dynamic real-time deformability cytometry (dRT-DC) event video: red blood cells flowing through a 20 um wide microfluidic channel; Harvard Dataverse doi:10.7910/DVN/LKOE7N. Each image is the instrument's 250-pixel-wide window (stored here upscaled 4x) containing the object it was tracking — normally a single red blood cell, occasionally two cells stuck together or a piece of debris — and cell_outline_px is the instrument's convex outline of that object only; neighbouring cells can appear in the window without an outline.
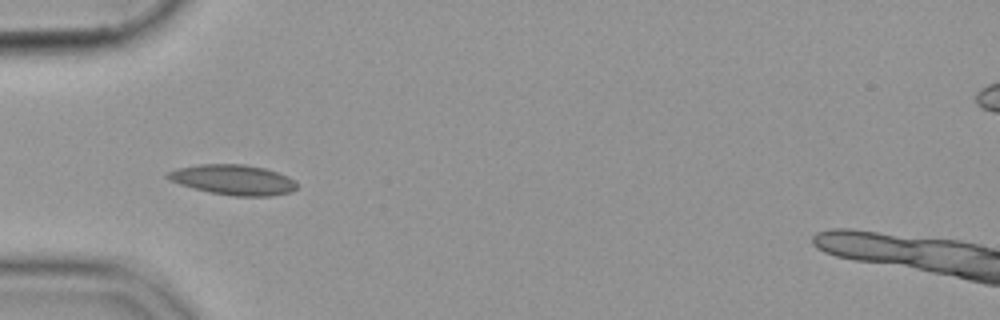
{"species": "common noctule bat (a hibernating species)", "species_latin": "Nyctalus noctula", "temperature_condition": "cold", "stored_images_in_passage": 38, "camera_frame_rate_fps": 3000, "um_per_image_px": 0.085, "animal": {"sex": "female", "body_mass_g": 19.9}, "frame": {"image": 1, "passage_image": 1, "time_ms": 0.0, "image_size_px": [1000, 320], "cell_outline_px": [[296, 188], [292, 192], [268, 196], [232, 196], [208, 192], [192, 188], [168, 180], [164, 176], [168, 172], [176, 168], [200, 164], [244, 164], [264, 168], [288, 176], [296, 180]], "centroid_in_image_um": [19.8, 15.28], "position_along_channel_um": 65.2, "area_um2": 22.89}}
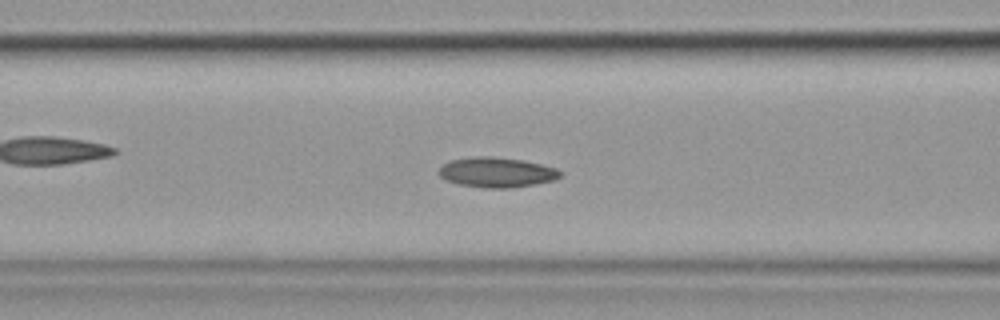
{"frame": {"image": 2, "passage_image": 6, "time_ms": 1.667, "image_size_px": [1000, 320], "cell_outline_px": [[560, 176], [552, 180], [536, 184], [512, 188], [484, 188], [460, 184], [448, 180], [440, 176], [436, 172], [444, 164], [452, 160], [472, 156], [492, 156], [524, 160], [556, 168], [560, 172]], "centroid_in_image_um": [42.2, 14.64], "position_along_channel_um": 124.4, "area_um2": 21.15}}